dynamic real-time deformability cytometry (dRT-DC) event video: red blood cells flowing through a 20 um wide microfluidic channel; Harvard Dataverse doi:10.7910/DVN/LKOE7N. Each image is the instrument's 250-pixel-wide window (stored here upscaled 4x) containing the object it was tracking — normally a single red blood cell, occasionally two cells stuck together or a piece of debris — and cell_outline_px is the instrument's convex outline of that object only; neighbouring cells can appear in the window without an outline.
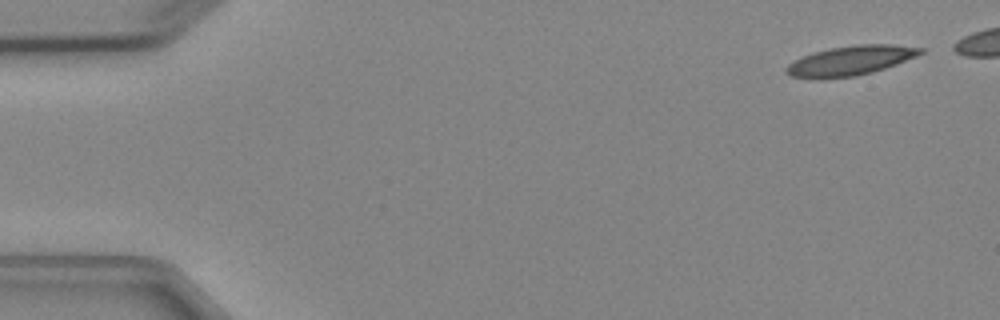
{"species": "Egyptian fruit bat (a non-hibernating species)", "species_latin": "Rousettus aegyptiacus", "temperature_condition": "cold", "stored_images_in_passage": 6, "camera_frame_rate_fps": 3000, "um_per_image_px": 0.085, "animal": {"sex": "female"}, "frame": {"image": 1, "passage_image": 1, "time_ms": 0.0, "image_size_px": [1000, 320], "cell_outline_px": [[924, 52], [916, 56], [896, 64], [872, 72], [856, 76], [792, 76], [784, 72], [784, 68], [788, 64], [812, 52], [828, 48], [856, 44], [892, 44], [924, 48]], "centroid_in_image_um": [72.35, 5.1], "position_along_channel_um": 12.7, "area_um2": 22.43}}